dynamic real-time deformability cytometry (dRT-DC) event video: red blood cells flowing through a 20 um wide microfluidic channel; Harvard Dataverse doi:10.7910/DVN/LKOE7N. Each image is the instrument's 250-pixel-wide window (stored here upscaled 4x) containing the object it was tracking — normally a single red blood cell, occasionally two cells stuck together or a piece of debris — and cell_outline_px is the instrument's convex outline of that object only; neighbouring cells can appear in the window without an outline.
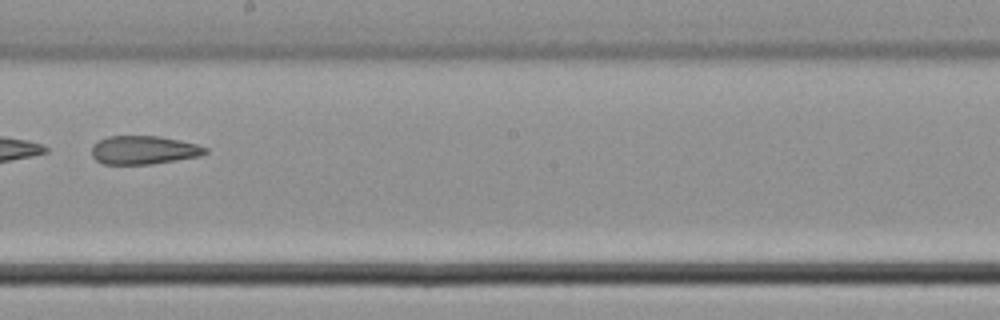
{"species": "common noctule bat (a hibernating species)", "species_latin": "Nyctalus noctula", "temperature_condition": "cold", "stored_images_in_passage": 45, "camera_frame_rate_fps": 3000, "um_per_image_px": 0.085, "animal": {"sex": "male", "body_mass_g": 21.5, "forearm_length_mm": 52.0}, "frame": {"image": 1, "passage_image": 26, "time_ms": 8.333, "image_size_px": [1000, 320], "cell_outline_px": [[208, 152], [200, 156], [152, 164], [104, 164], [96, 160], [92, 156], [92, 144], [108, 136], [160, 136], [180, 140], [196, 144], [208, 148]], "centroid_in_image_um": [12.22, 12.75], "position_along_channel_um": 236.0, "area_um2": 18.9}}